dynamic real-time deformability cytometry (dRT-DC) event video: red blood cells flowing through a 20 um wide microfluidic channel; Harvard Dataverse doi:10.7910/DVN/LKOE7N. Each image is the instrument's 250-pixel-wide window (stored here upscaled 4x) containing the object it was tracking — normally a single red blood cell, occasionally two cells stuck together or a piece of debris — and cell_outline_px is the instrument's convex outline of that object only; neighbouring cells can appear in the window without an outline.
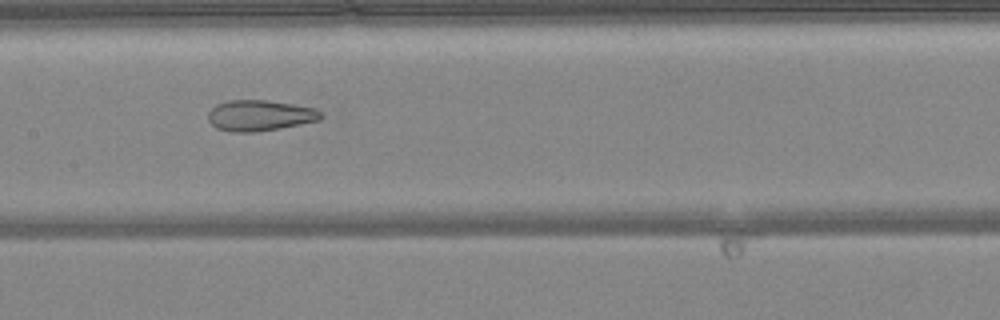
{"species": "common noctule bat (a hibernating species)", "species_latin": "Nyctalus noctula", "temperature_condition": "warm", "stored_images_in_passage": 45, "camera_frame_rate_fps": 3000, "um_per_image_px": 0.085, "animal": {"sex": "female", "body_mass_g": 24.6, "forearm_length_mm": 56.2}, "frame": {"image": 1, "passage_image": 20, "time_ms": 6.333, "image_size_px": [1000, 320], "cell_outline_px": [[324, 116], [320, 120], [280, 128], [256, 132], [232, 132], [216, 128], [208, 120], [208, 112], [216, 104], [228, 100], [268, 100], [316, 108], [324, 112]], "centroid_in_image_um": [22.11, 9.81], "position_along_channel_um": 185.3, "area_um2": 20.46}}
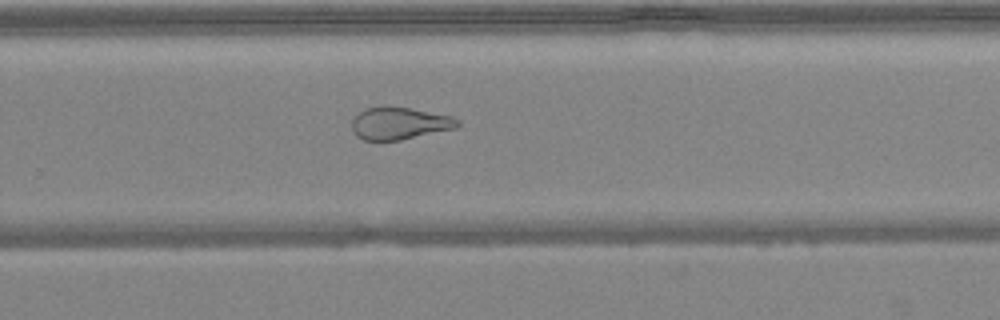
{"frame": {"image": 2, "passage_image": 28, "time_ms": 9.0, "image_size_px": [1000, 320], "cell_outline_px": [[460, 124], [456, 128], [400, 140], [364, 140], [356, 136], [352, 128], [352, 120], [364, 108], [384, 104], [412, 108], [452, 116], [460, 120]], "centroid_in_image_um": [33.95, 10.45], "position_along_channel_um": 295.9, "area_um2": 20.23}}
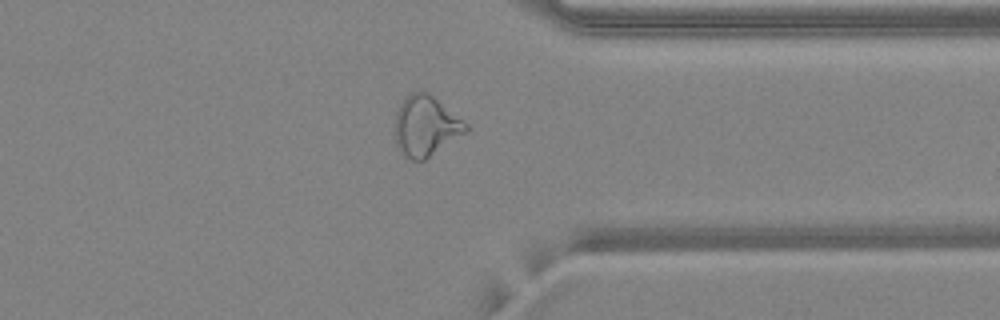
{"frame": {"image": 3, "passage_image": 34, "time_ms": 11.0, "image_size_px": [1000, 320], "cell_outline_px": [[468, 128], [464, 132], [424, 160], [412, 160], [404, 156], [396, 144], [396, 112], [404, 96], [420, 88], [428, 92], [464, 120], [468, 124]], "centroid_in_image_um": [36.16, 10.66], "position_along_channel_um": 375.2, "area_um2": 24.68}, "authors_computed_cell_mechanics": {"area_um2": 26.1256, "velocity_mm_per_s": 4.1772, "shape_relaxation_time_tau1_ms": null, "shape_relaxation_time_tau2_ms": 1.9964, "deformation_change_tau1": null, "deformation_change_tau2": 0.1119}}